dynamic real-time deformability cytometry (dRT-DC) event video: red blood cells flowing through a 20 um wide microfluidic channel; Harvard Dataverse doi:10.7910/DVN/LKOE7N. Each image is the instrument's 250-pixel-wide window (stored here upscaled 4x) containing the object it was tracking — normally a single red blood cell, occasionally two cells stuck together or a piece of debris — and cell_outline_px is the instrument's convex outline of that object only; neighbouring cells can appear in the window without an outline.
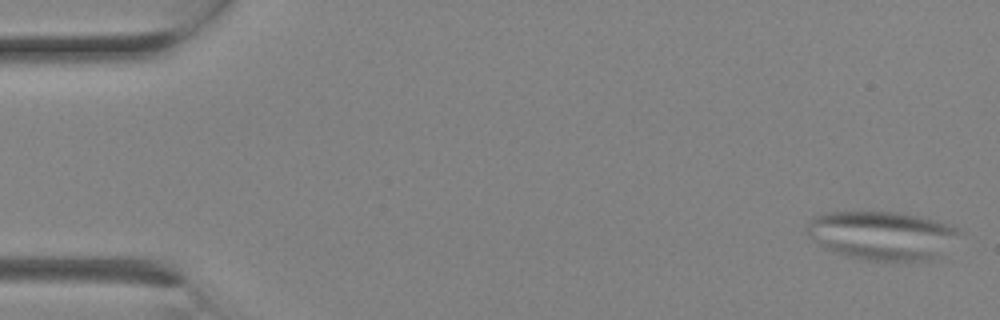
{"species": "Egyptian fruit bat (a non-hibernating species)", "species_latin": "Rousettus aegyptiacus", "temperature_condition": "room temperature", "stored_images_in_passage": 3, "camera_frame_rate_fps": 3000, "um_per_image_px": 0.085, "animal": {"sex": "female"}, "frame": {"image": 1, "passage_image": 1, "time_ms": 0.0, "image_size_px": [1000, 320], "cell_outline_px": [[964, 232], [940, 256], [928, 260], [868, 260], [848, 256], [824, 248], [808, 236], [804, 232], [812, 216], [824, 212], [896, 212], [920, 216], [936, 220], [960, 228]], "centroid_in_image_um": [74.99, 19.99], "position_along_channel_um": 10.0, "area_um2": 43.52}}